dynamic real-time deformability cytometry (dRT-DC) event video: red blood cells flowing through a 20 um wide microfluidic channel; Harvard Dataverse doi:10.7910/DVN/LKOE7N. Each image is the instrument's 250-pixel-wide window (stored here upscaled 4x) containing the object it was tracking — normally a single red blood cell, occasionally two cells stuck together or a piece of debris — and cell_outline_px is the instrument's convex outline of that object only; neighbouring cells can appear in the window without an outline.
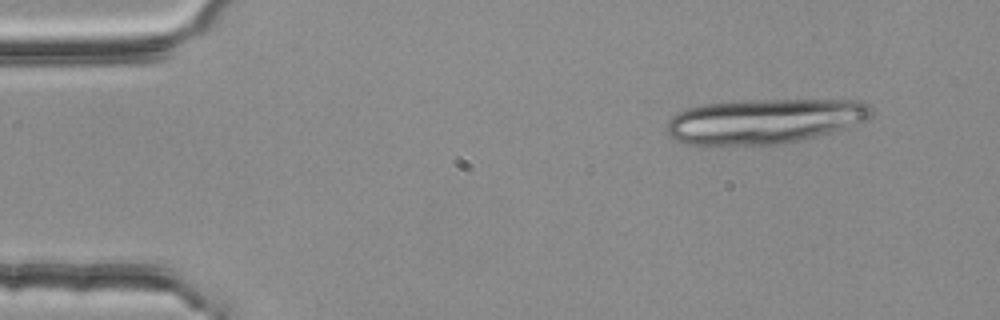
{"species": "common noctule bat (a hibernating species)", "species_latin": "Nyctalus noctula", "temperature_condition": "room temperature", "stored_images_in_passage": 3, "segment_of_instrument_passage": [2, 2], "camera_frame_rate_fps": 3000, "um_per_image_px": 0.085, "animal": {"sex": "female", "body_mass_g": 25.1}, "frame": {"image": 1, "passage_image": 3, "time_ms": 0.667, "image_size_px": [1000, 320], "cell_outline_px": [[876, 112], [868, 120], [844, 128], [800, 140], [776, 144], [688, 144], [676, 140], [668, 136], [668, 120], [672, 116], [688, 108], [704, 104], [748, 100], [860, 100], [868, 104]], "centroid_in_image_um": [65.02, 10.28], "position_along_channel_um": 20.0, "area_um2": 53.18}}